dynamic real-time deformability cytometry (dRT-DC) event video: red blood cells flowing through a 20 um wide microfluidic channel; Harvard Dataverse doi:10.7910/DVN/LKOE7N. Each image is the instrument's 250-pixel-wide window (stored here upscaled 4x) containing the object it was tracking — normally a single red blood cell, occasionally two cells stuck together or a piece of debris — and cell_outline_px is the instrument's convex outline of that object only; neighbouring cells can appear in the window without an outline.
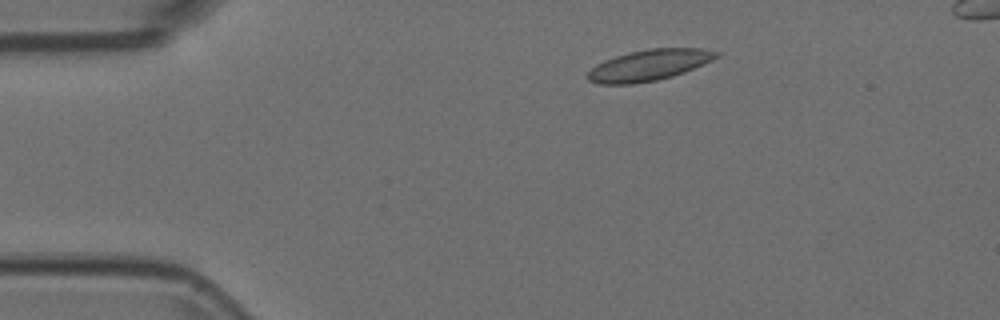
{"species": "Egyptian fruit bat (a non-hibernating species)", "species_latin": "Rousettus aegyptiacus", "temperature_condition": "room temperature", "stored_images_in_passage": 47, "camera_frame_rate_fps": 3000, "um_per_image_px": 0.085, "animal": {"sex": "female"}, "frame": {"image": 1, "passage_image": 2, "time_ms": 0.333, "image_size_px": [1000, 320], "cell_outline_px": [[720, 56], [712, 60], [684, 72], [672, 76], [656, 80], [632, 84], [596, 84], [588, 80], [584, 76], [596, 64], [604, 60], [616, 56], [648, 48], [704, 48], [720, 52]], "centroid_in_image_um": [55.15, 5.54], "position_along_channel_um": 29.9, "area_um2": 23.29}}
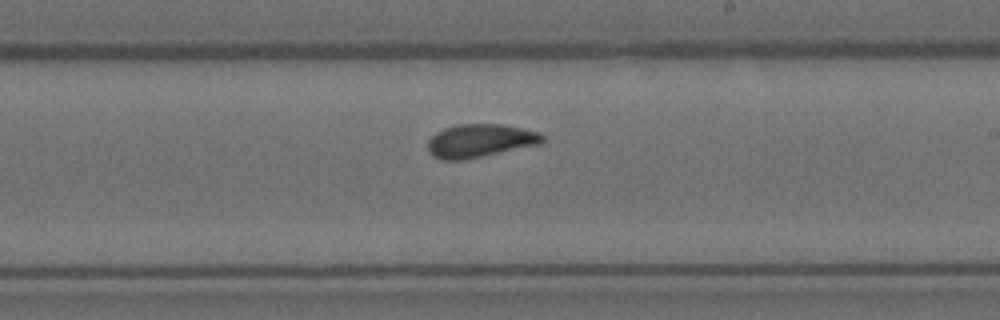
{"frame": {"image": 2, "passage_image": 24, "time_ms": 7.667, "image_size_px": [1000, 320], "cell_outline_px": [[544, 140], [540, 144], [464, 160], [440, 160], [432, 156], [428, 152], [428, 140], [436, 132], [444, 128], [460, 124], [500, 124], [540, 132], [544, 136]], "centroid_in_image_um": [40.77, 11.97], "position_along_channel_um": 248.2, "area_um2": 22.25}}
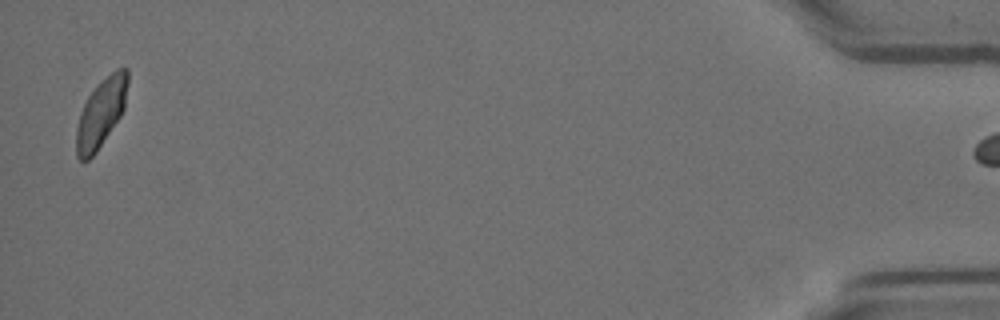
{"frame": {"image": 3, "passage_image": 46, "time_ms": 15.0, "image_size_px": [1000, 320], "cell_outline_px": [[128, 84], [124, 108], [120, 116], [96, 152], [88, 160], [80, 160], [76, 156], [76, 128], [80, 112], [88, 96], [100, 80], [116, 68], [128, 68]], "centroid_in_image_um": [8.58, 9.57], "position_along_channel_um": 426.6, "area_um2": 20.52}}